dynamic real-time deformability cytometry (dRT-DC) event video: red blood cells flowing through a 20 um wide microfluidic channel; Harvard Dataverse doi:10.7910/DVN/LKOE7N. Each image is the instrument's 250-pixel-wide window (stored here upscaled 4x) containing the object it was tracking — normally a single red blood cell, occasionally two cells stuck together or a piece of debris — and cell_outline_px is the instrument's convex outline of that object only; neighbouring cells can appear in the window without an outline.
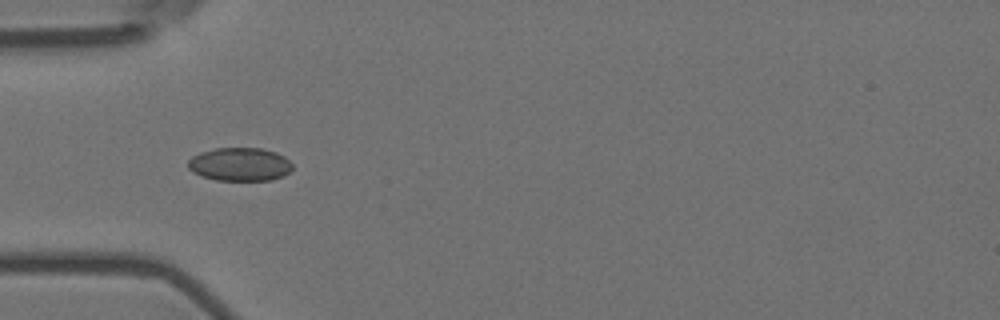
{"species": "Egyptian fruit bat (a non-hibernating species)", "species_latin": "Rousettus aegyptiacus", "temperature_condition": "room temperature", "stored_images_in_passage": 5, "camera_frame_rate_fps": 3000, "um_per_image_px": 0.085, "animal": {"sex": "female"}, "frame": {"image": 1, "passage_image": 4, "time_ms": 1.0, "image_size_px": [1000, 320], "cell_outline_px": [[292, 168], [284, 176], [272, 180], [216, 180], [192, 172], [188, 168], [188, 160], [192, 156], [200, 152], [216, 148], [260, 148], [276, 152], [284, 156], [292, 164]], "centroid_in_image_um": [20.38, 13.96], "position_along_channel_um": 64.6, "area_um2": 20.29}}
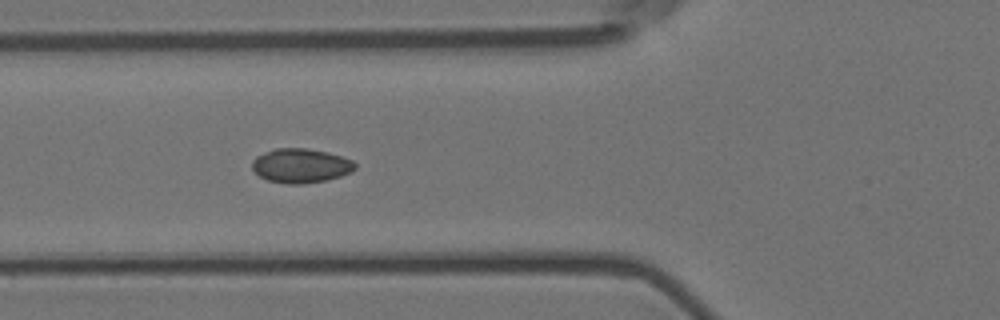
{"frame": {"image": 2, "passage_image": 5, "time_ms": 1.333, "image_size_px": [1000, 320], "cell_outline_px": [[356, 168], [352, 172], [340, 176], [324, 180], [300, 184], [288, 184], [268, 180], [260, 176], [252, 168], [252, 160], [256, 156], [264, 152], [276, 148], [308, 148], [328, 152], [352, 160], [356, 164]], "centroid_in_image_um": [25.56, 14.07], "position_along_channel_um": 100.2, "area_um2": 20.52}}